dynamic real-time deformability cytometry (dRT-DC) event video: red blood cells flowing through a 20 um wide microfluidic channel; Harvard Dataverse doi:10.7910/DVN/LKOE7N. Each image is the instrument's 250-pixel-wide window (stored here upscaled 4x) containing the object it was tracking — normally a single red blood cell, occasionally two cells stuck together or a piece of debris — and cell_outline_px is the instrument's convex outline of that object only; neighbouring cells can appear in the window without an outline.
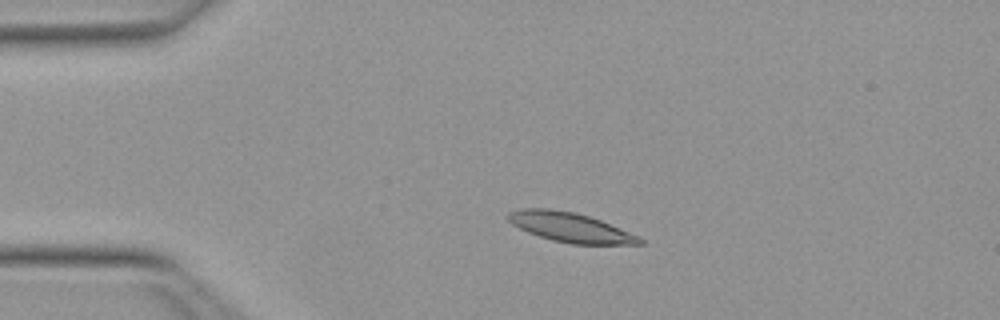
{"species": "Egyptian fruit bat (a non-hibernating species)", "species_latin": "Rousettus aegyptiacus", "temperature_condition": "warm", "stored_images_in_passage": 41, "camera_frame_rate_fps": 3000, "um_per_image_px": 0.085, "animal": {"sex": "female"}, "frame": {"image": 1, "passage_image": 1, "time_ms": 0.0, "image_size_px": [1000, 320], "cell_outline_px": [[644, 244], [572, 244], [552, 240], [528, 232], [512, 224], [504, 216], [508, 212], [524, 208], [548, 208], [576, 212], [600, 220], [640, 236], [644, 240]], "centroid_in_image_um": [48.47, 19.31], "position_along_channel_um": 36.5, "area_um2": 22.66}}
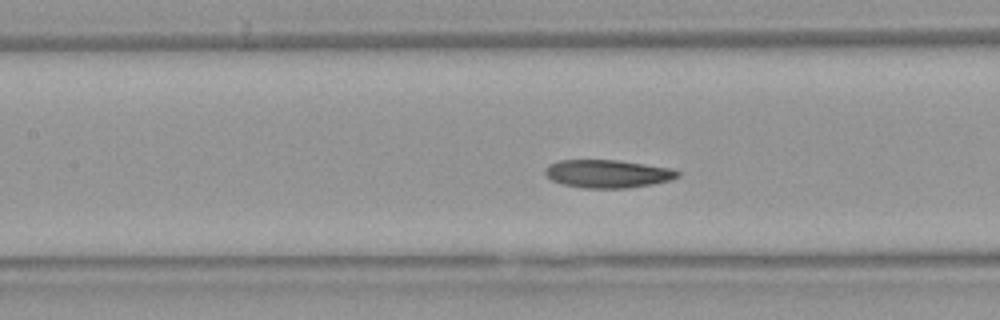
{"frame": {"image": 2, "passage_image": 13, "time_ms": 4.0, "image_size_px": [1000, 320], "cell_outline_px": [[680, 176], [672, 180], [652, 184], [628, 188], [580, 188], [564, 184], [552, 180], [544, 172], [544, 168], [548, 164], [560, 160], [616, 160], [672, 168], [680, 172]], "centroid_in_image_um": [51.66, 14.77], "position_along_channel_um": 155.7, "area_um2": 21.73}}
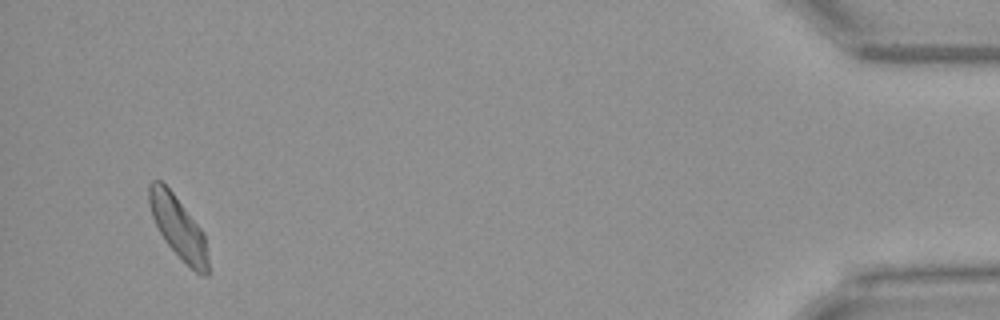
{"frame": {"image": 3, "passage_image": 39, "time_ms": 12.667, "image_size_px": [1000, 320], "cell_outline_px": [[208, 276], [200, 276], [164, 240], [152, 216], [148, 204], [148, 184], [152, 180], [160, 180], [172, 192], [204, 232], [208, 260]], "centroid_in_image_um": [15.14, 19.3], "position_along_channel_um": 420.1, "area_um2": 20.98}, "authors_computed_cell_mechanics": {"area_um2": 21.7906, "velocity_mm_per_s": 3.9616, "shape_relaxation_time_tau1_ms": 5.3778, "shape_relaxation_time_tau2_ms": 3.3434, "deformation_change_tau1": 0.1309, "deformation_change_tau2": 0.1021}}